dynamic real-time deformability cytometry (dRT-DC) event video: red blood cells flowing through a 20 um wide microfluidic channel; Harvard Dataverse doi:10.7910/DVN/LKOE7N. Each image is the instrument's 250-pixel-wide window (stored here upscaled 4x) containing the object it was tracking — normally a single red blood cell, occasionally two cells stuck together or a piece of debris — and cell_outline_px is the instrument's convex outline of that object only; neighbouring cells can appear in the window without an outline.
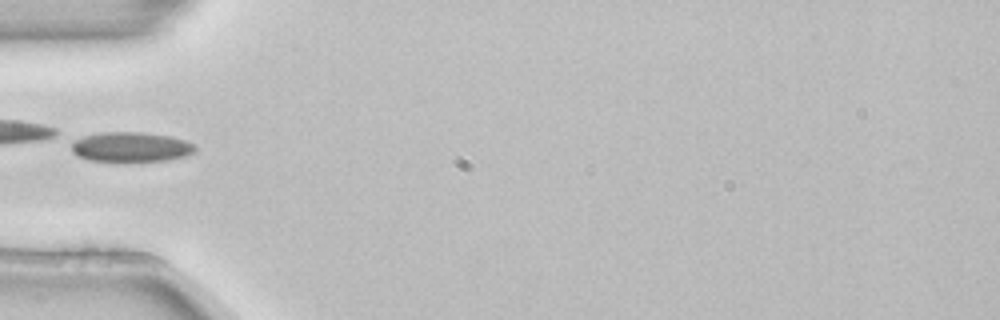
{"species": "common noctule bat (a hibernating species)", "species_latin": "Nyctalus noctula", "temperature_condition": "room temperature", "stored_images_in_passage": 4, "camera_frame_rate_fps": 3000, "um_per_image_px": 0.085, "animal": {"sex": "female", "body_mass_g": 22.7, "forearm_length_mm": 54.2}, "frame": {"image": 1, "passage_image": 4, "time_ms": 1.0, "image_size_px": [1000, 320], "cell_outline_px": [[196, 148], [192, 152], [184, 156], [168, 160], [124, 164], [88, 160], [76, 156], [72, 152], [72, 144], [76, 140], [84, 136], [100, 132], [144, 132], [168, 136], [184, 140], [192, 144]], "centroid_in_image_um": [11.07, 12.54], "position_along_channel_um": 73.9, "area_um2": 22.14}}